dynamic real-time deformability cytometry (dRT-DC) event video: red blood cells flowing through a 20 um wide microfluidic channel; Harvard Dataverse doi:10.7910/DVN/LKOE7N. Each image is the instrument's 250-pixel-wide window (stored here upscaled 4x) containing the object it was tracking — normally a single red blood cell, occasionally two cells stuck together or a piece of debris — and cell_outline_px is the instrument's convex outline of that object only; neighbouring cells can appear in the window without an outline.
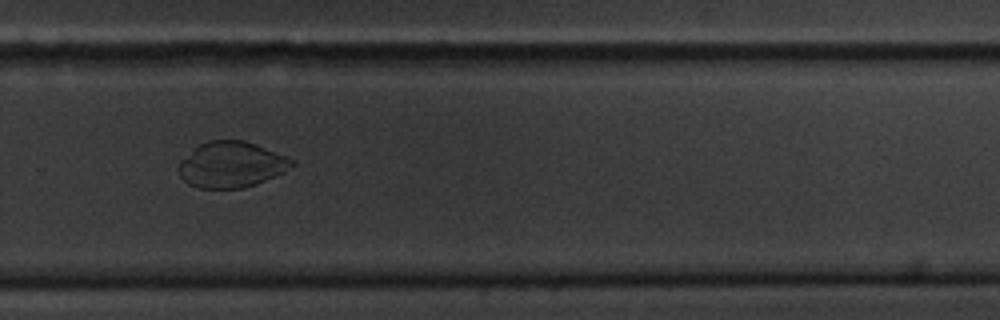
{"species": "common noctule bat (a hibernating species)", "species_latin": "Nyctalus noctula", "temperature_condition": "cold", "stored_images_in_passage": 55, "camera_frame_rate_fps": 3000, "um_per_image_px": 0.085, "animal": {"sex": "male", "body_mass_g": 20.1, "forearm_length_mm": 53.5}, "frame": {"image": 1, "passage_image": 37, "time_ms": 12.0, "image_size_px": [1000, 320], "cell_outline_px": [[296, 164], [284, 172], [256, 184], [244, 188], [200, 188], [188, 184], [180, 176], [180, 160], [200, 144], [208, 140], [244, 140], [256, 144], [284, 156], [292, 160]], "centroid_in_image_um": [19.66, 13.99], "position_along_channel_um": 310.1, "area_um2": 29.94}}